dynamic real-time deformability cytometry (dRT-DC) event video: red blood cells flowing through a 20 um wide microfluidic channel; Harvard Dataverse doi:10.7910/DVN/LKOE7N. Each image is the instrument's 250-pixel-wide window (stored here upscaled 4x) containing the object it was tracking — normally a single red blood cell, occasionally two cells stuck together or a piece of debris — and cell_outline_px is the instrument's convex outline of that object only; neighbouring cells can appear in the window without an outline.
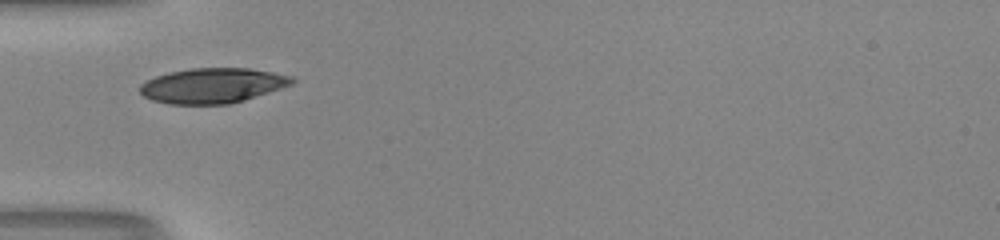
{"species": "human", "species_latin": "Homo sapiens", "temperature_condition": "room temperature", "stored_images_in_passage": 26, "camera_frame_rate_fps": 3000, "um_per_image_px": 0.085, "donor": {"sex": "male"}, "frame": {"image": 1, "passage_image": 1, "time_ms": 0.0, "image_size_px": [1000, 240], "cell_outline_px": [[296, 80], [292, 84], [244, 100], [228, 104], [168, 104], [152, 100], [144, 96], [140, 92], [140, 84], [156, 76], [168, 72], [192, 68], [248, 68], [272, 72], [292, 76]], "centroid_in_image_um": [18.05, 7.27], "position_along_channel_um": 67.0, "area_um2": 30.92}}
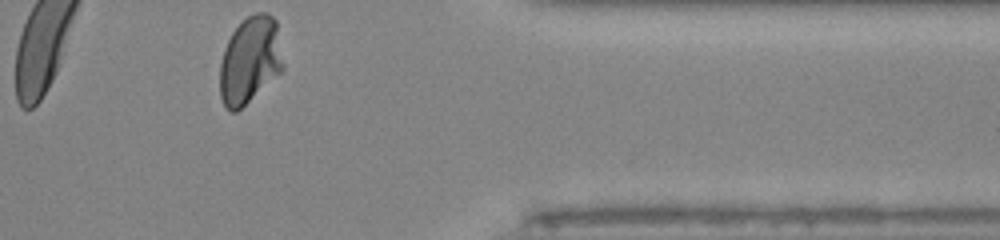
{"frame": {"image": 2, "passage_image": 26, "time_ms": 8.333, "image_size_px": [1000, 240], "cell_outline_px": [[284, 68], [280, 72], [236, 112], [228, 112], [220, 96], [220, 64], [224, 48], [232, 32], [248, 16], [256, 12], [268, 12], [276, 20], [284, 64]], "centroid_in_image_um": [21.24, 5.1], "position_along_channel_um": 390.2, "area_um2": 31.85}, "authors_computed_cell_mechanics": {"area_um2": 31.2409, "velocity_mm_per_s": 4.1073, "shape_relaxation_time_tau1_ms": 3.834, "shape_relaxation_time_tau2_ms": null, "deformation_change_tau1": 0.1695, "deformation_change_tau2": null}}